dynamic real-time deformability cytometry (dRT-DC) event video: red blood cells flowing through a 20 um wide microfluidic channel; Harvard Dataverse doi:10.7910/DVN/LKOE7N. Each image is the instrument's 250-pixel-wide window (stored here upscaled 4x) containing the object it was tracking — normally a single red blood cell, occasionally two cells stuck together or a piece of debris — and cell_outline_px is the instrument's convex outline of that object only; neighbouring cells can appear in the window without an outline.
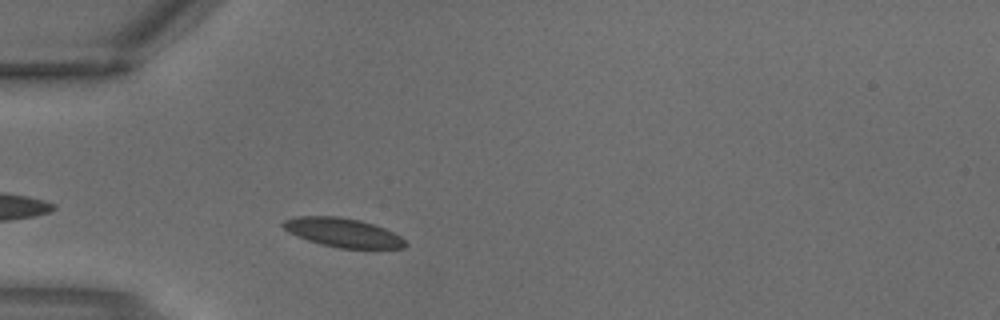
{"species": "common noctule bat (a hibernating species)", "species_latin": "Nyctalus noctula", "temperature_condition": "warm", "stored_images_in_passage": 1, "camera_frame_rate_fps": 3000, "um_per_image_px": 0.085, "animal": {"sex": "male", "body_mass_g": 18.8}, "frame": {"image": 1, "passage_image": 1, "time_ms": 0.0, "image_size_px": [1000, 320], "cell_outline_px": [[408, 244], [404, 248], [340, 248], [320, 244], [296, 236], [288, 232], [280, 224], [284, 220], [300, 216], [336, 216], [360, 220], [384, 228], [400, 236]], "centroid_in_image_um": [29.12, 19.77], "position_along_channel_um": 55.9, "area_um2": 20.52}}